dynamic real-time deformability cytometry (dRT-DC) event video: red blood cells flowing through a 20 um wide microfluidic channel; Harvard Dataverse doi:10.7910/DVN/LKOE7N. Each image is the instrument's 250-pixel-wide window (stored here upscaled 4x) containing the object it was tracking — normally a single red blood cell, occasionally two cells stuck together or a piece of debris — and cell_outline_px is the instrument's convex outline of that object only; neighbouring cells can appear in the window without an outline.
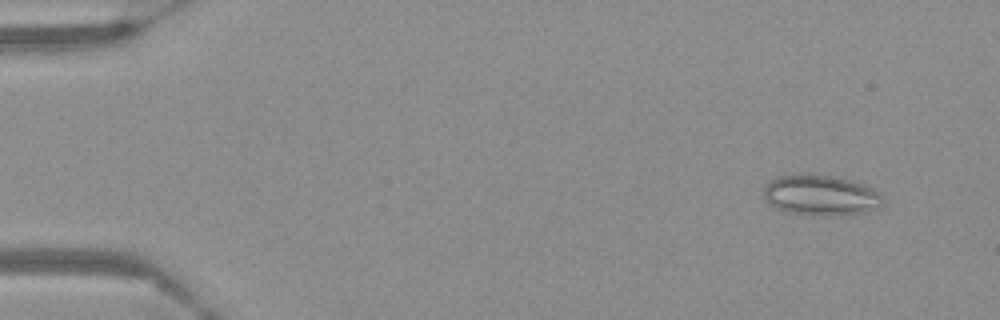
{"species": "Egyptian fruit bat (a non-hibernating species)", "species_latin": "Rousettus aegyptiacus", "temperature_condition": "warm", "stored_images_in_passage": 16, "camera_frame_rate_fps": 3000, "um_per_image_px": 0.085, "frame": {"image": 1, "passage_image": 5, "time_ms": 1.333, "image_size_px": [1000, 320], "cell_outline_px": [[880, 200], [864, 212], [792, 212], [780, 208], [772, 204], [764, 196], [764, 188], [768, 180], [776, 176], [804, 172], [832, 176], [852, 180], [872, 188], [880, 196]], "centroid_in_image_um": [69.62, 16.47], "position_along_channel_um": 15.4, "area_um2": 26.36}}